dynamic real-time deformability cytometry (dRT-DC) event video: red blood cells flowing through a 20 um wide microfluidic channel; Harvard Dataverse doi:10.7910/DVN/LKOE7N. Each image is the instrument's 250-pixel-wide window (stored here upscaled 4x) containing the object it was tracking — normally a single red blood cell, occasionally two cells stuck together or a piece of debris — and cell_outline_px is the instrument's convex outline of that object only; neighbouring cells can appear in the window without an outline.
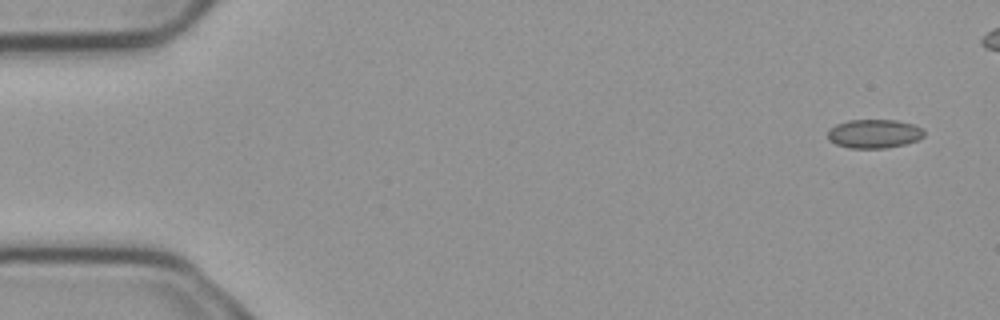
{"species": "common noctule bat (a hibernating species)", "species_latin": "Nyctalus noctula", "temperature_condition": "cold", "stored_images_in_passage": 4, "camera_frame_rate_fps": 3000, "um_per_image_px": 0.085, "animal": {"sex": "male", "body_mass_g": 23.1, "forearm_length_mm": 52.7}, "frame": {"image": 1, "passage_image": 1, "time_ms": 0.0, "image_size_px": [1000, 320], "cell_outline_px": [[924, 136], [916, 140], [904, 144], [884, 148], [848, 148], [836, 144], [828, 140], [828, 128], [836, 124], [848, 120], [896, 120], [912, 124], [920, 128], [924, 132]], "centroid_in_image_um": [74.24, 11.36], "position_along_channel_um": 10.8, "area_um2": 16.13}}